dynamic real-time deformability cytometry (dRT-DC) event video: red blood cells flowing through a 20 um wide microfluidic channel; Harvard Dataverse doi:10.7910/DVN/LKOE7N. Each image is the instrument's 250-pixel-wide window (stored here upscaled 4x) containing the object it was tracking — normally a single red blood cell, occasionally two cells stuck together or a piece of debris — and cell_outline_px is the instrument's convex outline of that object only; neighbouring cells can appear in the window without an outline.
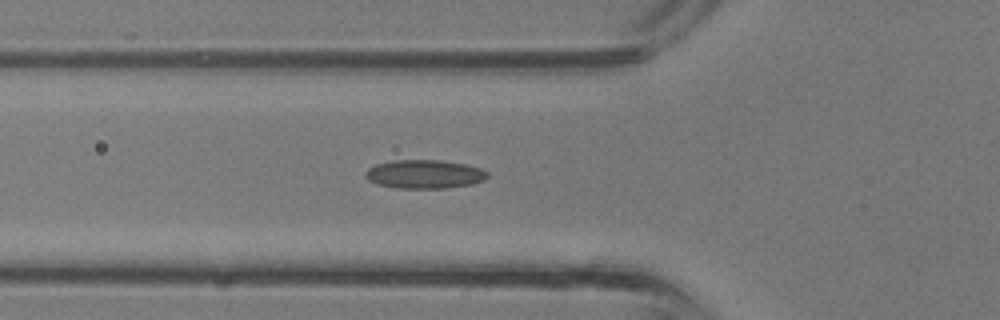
{"species": "common noctule bat (a hibernating species)", "species_latin": "Nyctalus noctula", "temperature_condition": "room temperature", "stored_images_in_passage": 26, "camera_frame_rate_fps": 3000, "um_per_image_px": 0.085, "animal": {"sex": "male", "body_mass_g": 13.3}, "frame": {"image": 1, "passage_image": 6, "time_ms": 1.667, "image_size_px": [1000, 320], "cell_outline_px": [[488, 176], [484, 180], [472, 184], [444, 188], [396, 188], [376, 184], [368, 180], [364, 176], [364, 172], [368, 168], [376, 164], [396, 160], [436, 160], [464, 164], [480, 168], [488, 172]], "centroid_in_image_um": [36.04, 14.81], "position_along_channel_um": 89.8, "area_um2": 20.35}}
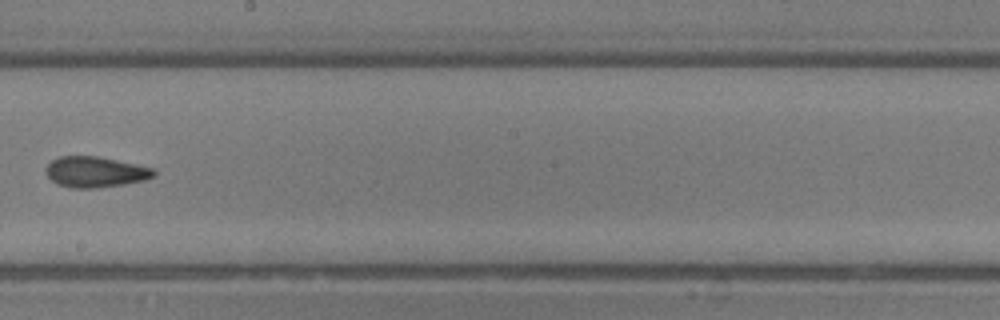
{"frame": {"image": 2, "passage_image": 14, "time_ms": 4.333, "image_size_px": [1000, 320], "cell_outline_px": [[156, 176], [144, 180], [124, 184], [96, 188], [72, 188], [56, 184], [48, 176], [48, 164], [52, 160], [60, 156], [96, 156], [156, 168]], "centroid_in_image_um": [8.15, 14.62], "position_along_channel_um": 240.0, "area_um2": 19.25}}
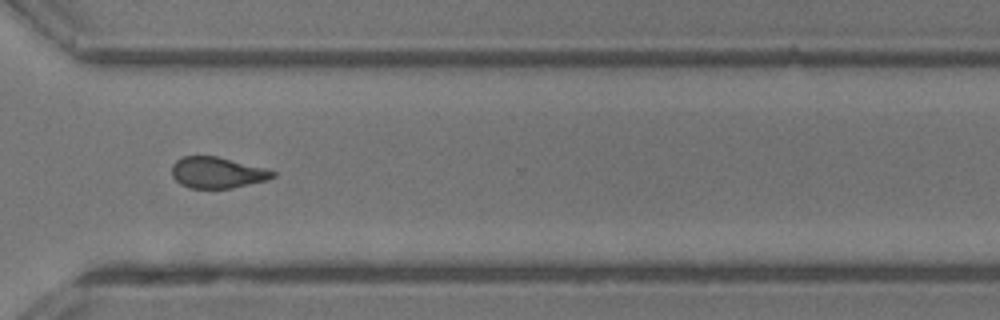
{"frame": {"image": 3, "passage_image": 20, "time_ms": 6.333, "image_size_px": [1000, 320], "cell_outline_px": [[276, 176], [268, 180], [232, 188], [188, 188], [180, 184], [172, 176], [172, 164], [176, 160], [184, 156], [216, 156], [264, 168], [276, 172]], "centroid_in_image_um": [18.45, 14.68], "position_along_channel_um": 352.1, "area_um2": 18.26}}